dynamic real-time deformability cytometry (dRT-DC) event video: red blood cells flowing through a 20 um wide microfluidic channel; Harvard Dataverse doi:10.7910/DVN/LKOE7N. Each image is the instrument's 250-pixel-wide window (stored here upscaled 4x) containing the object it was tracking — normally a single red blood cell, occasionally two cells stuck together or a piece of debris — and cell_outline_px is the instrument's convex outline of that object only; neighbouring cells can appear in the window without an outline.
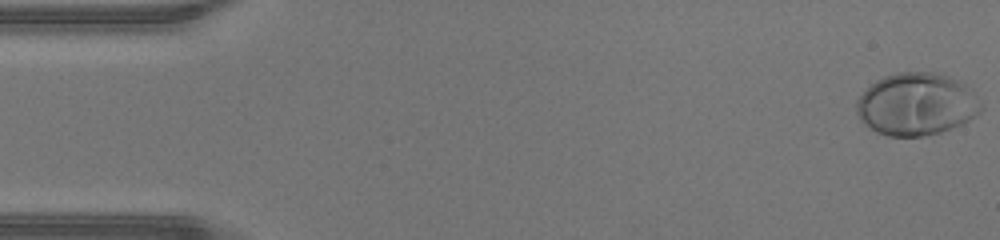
{"species": "human", "species_latin": "Homo sapiens", "temperature_condition": "warm", "stored_images_in_passage": 47, "camera_frame_rate_fps": 3000, "um_per_image_px": 0.085, "donor": {"sex": "male"}, "frame": {"image": 1, "passage_image": 1, "time_ms": 0.0, "image_size_px": [1000, 240], "cell_outline_px": [[984, 108], [980, 112], [968, 120], [960, 124], [940, 132], [924, 136], [888, 136], [876, 132], [864, 124], [860, 120], [856, 112], [856, 100], [876, 80], [884, 76], [896, 72], [936, 72], [948, 76], [972, 88]], "centroid_in_image_um": [77.9, 8.85], "position_along_channel_um": 7.1, "area_um2": 45.37}}
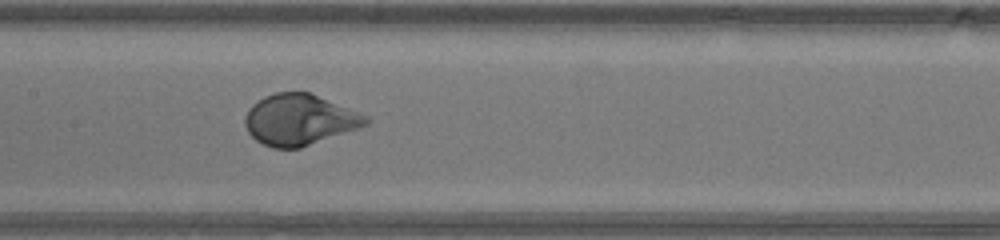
{"frame": {"image": 2, "passage_image": 23, "time_ms": 7.333, "image_size_px": [1000, 240], "cell_outline_px": [[372, 120], [368, 124], [300, 148], [272, 148], [256, 140], [248, 132], [244, 124], [244, 116], [248, 108], [252, 104], [264, 96], [276, 92], [312, 92], [368, 116]], "centroid_in_image_um": [25.43, 10.16], "position_along_channel_um": 182.0, "area_um2": 35.95}}
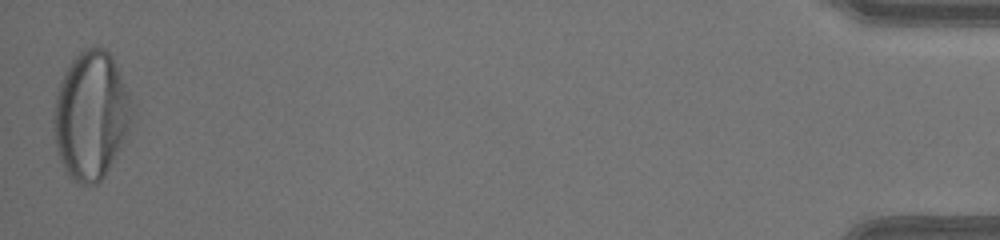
{"frame": {"image": 3, "passage_image": 47, "time_ms": 15.333, "image_size_px": [1000, 240], "cell_outline_px": [[136, 112], [104, 176], [96, 184], [80, 184], [72, 180], [68, 176], [60, 160], [56, 148], [52, 120], [52, 112], [56, 92], [64, 72], [72, 60], [84, 48], [104, 48], [112, 56], [128, 92]], "centroid_in_image_um": [7.7, 9.8], "position_along_channel_um": 427.5, "area_um2": 58.09}, "authors_computed_cell_mechanics": {"area_um2": 37.6856, "velocity_mm_per_s": 4.3554, "shape_relaxation_time_tau1_ms": 2.5898, "shape_relaxation_time_tau2_ms": null, "deformation_change_tau1": 0.1988, "deformation_change_tau2": null}}